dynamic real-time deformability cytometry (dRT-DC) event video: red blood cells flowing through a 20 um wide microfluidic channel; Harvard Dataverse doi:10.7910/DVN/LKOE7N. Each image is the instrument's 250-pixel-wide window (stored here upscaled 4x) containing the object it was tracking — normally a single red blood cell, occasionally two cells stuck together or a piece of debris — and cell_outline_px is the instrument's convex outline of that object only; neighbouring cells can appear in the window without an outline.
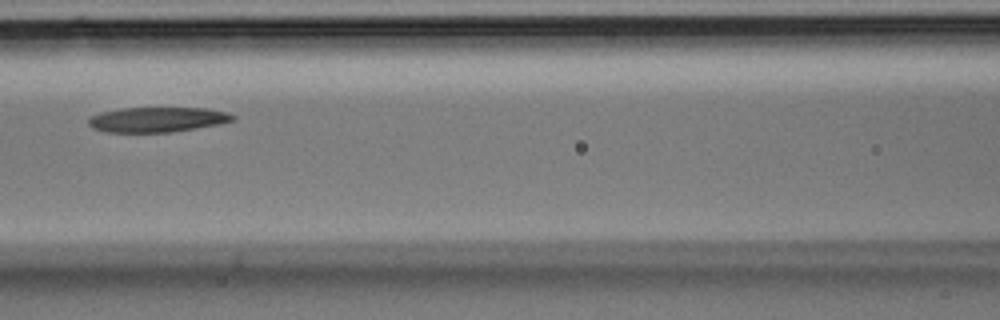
{"species": "Egyptian fruit bat (a non-hibernating species)", "species_latin": "Rousettus aegyptiacus", "temperature_condition": "room temperature", "stored_images_in_passage": 26, "camera_frame_rate_fps": 3000, "um_per_image_px": 0.085, "animal": {"sex": "male"}, "frame": {"image": 1, "passage_image": 6, "time_ms": 1.667, "image_size_px": [1000, 320], "cell_outline_px": [[236, 120], [220, 124], [172, 132], [104, 132], [92, 128], [88, 124], [88, 120], [92, 116], [100, 112], [120, 108], [204, 108], [228, 112], [236, 116]], "centroid_in_image_um": [13.38, 10.16], "position_along_channel_um": 153.2, "area_um2": 21.15}}
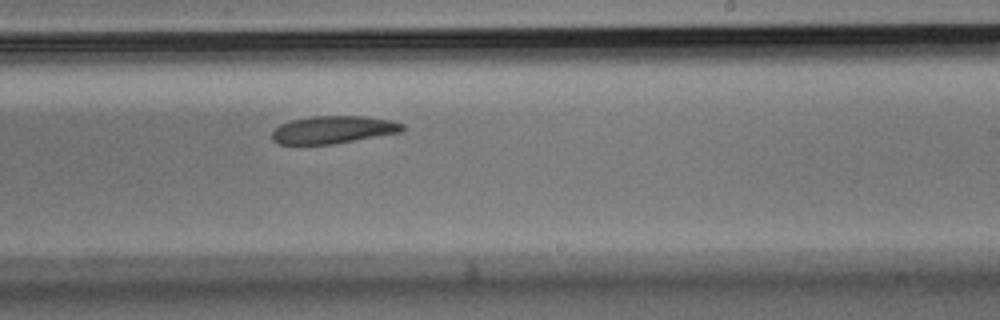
{"frame": {"image": 2, "passage_image": 12, "time_ms": 3.667, "image_size_px": [1000, 320], "cell_outline_px": [[404, 132], [332, 144], [280, 144], [272, 140], [272, 132], [280, 124], [292, 120], [312, 116], [364, 116], [392, 120], [404, 124]], "centroid_in_image_um": [28.36, 11.02], "position_along_channel_um": 260.6, "area_um2": 21.04}}
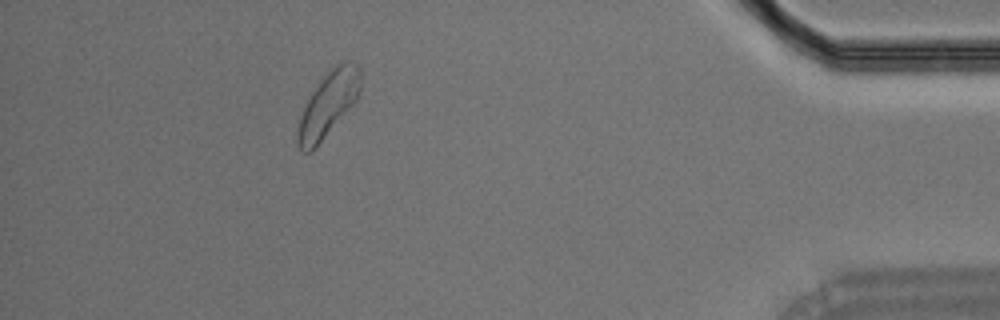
{"frame": {"image": 3, "passage_image": 23, "time_ms": 7.333, "image_size_px": [1000, 320], "cell_outline_px": [[360, 92], [356, 100], [316, 148], [312, 152], [304, 152], [296, 144], [296, 132], [300, 116], [312, 92], [324, 76], [336, 64], [348, 60], [356, 64], [360, 68]], "centroid_in_image_um": [27.88, 8.89], "position_along_channel_um": 407.3, "area_um2": 23.47}}